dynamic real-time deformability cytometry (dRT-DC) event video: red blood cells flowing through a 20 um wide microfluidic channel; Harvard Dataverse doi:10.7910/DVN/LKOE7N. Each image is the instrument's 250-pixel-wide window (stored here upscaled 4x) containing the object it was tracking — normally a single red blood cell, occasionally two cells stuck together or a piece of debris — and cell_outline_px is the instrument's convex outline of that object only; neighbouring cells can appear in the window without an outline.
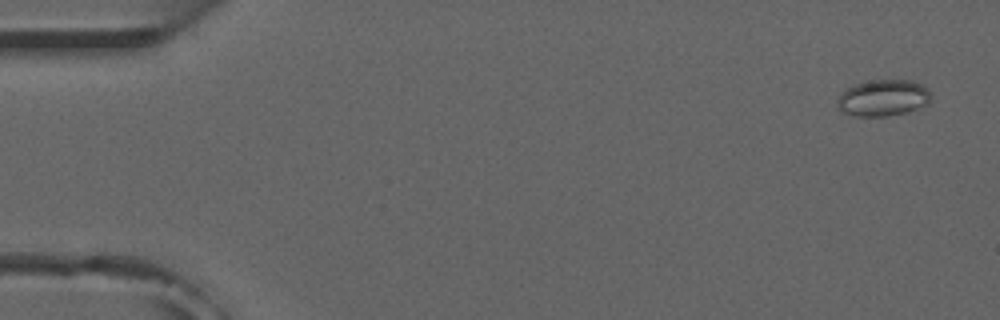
{"species": "common noctule bat (a hibernating species)", "species_latin": "Nyctalus noctula", "temperature_condition": "room temperature", "stored_images_in_passage": 4, "camera_frame_rate_fps": 3000, "um_per_image_px": 0.085, "animal": {"sex": "male", "forearm_length_mm": 52.5}, "frame": {"image": 1, "passage_image": 1, "time_ms": 0.0, "image_size_px": [1000, 320], "cell_outline_px": [[928, 104], [908, 112], [888, 116], [856, 116], [844, 112], [836, 108], [836, 100], [840, 92], [844, 88], [868, 80], [912, 80], [920, 84], [928, 92]], "centroid_in_image_um": [74.97, 8.32], "position_along_channel_um": 10.0, "area_um2": 19.94}}
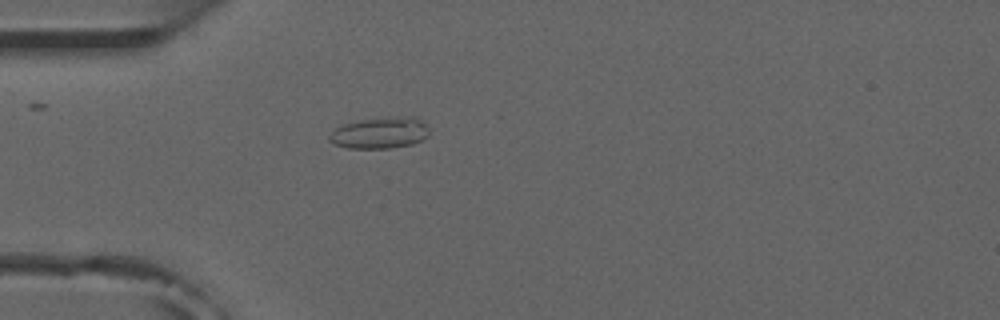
{"frame": {"image": 2, "passage_image": 4, "time_ms": 4.333, "image_size_px": [1000, 320], "cell_outline_px": [[428, 136], [412, 144], [388, 148], [348, 148], [332, 144], [328, 140], [328, 136], [336, 128], [344, 124], [360, 120], [408, 116], [416, 116], [428, 128]], "centroid_in_image_um": [32.27, 11.3], "position_along_channel_um": 52.7, "area_um2": 18.03}}